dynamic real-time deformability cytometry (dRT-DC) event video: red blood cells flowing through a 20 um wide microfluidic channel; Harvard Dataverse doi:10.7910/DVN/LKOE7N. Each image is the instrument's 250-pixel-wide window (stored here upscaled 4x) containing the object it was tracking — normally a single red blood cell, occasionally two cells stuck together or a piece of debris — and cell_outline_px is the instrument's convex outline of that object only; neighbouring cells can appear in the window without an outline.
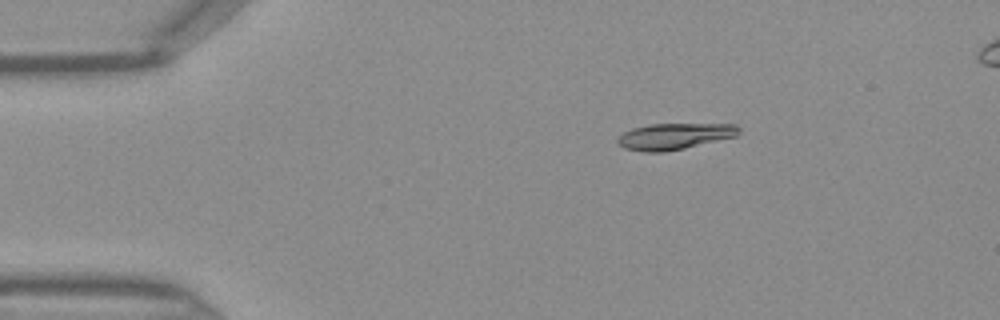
{"species": "Egyptian fruit bat (a non-hibernating species)", "species_latin": "Rousettus aegyptiacus", "temperature_condition": "warm", "stored_images_in_passage": 40, "camera_frame_rate_fps": 3000, "um_per_image_px": 0.085, "frame": {"image": 1, "passage_image": 1, "time_ms": 0.0, "image_size_px": [1000, 320], "cell_outline_px": [[740, 132], [736, 136], [684, 148], [664, 152], [644, 152], [624, 148], [616, 144], [616, 140], [624, 132], [632, 128], [652, 124], [736, 124], [740, 128]], "centroid_in_image_um": [57.3, 11.58], "position_along_channel_um": 27.7, "area_um2": 18.5}}
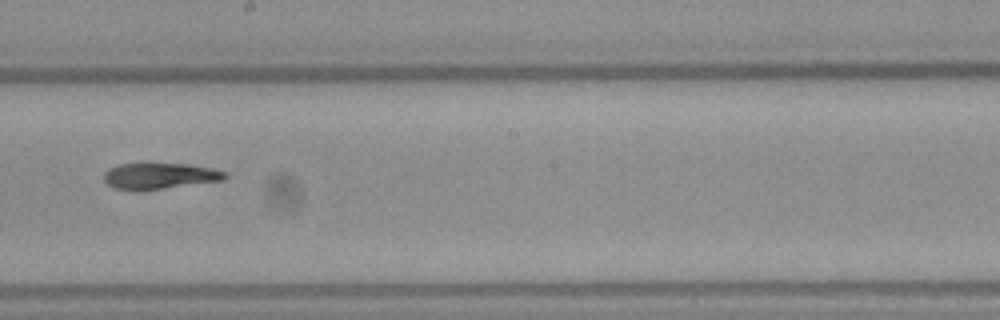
{"frame": {"image": 2, "passage_image": 19, "time_ms": 6.0, "image_size_px": [1000, 320], "cell_outline_px": [[228, 176], [224, 180], [164, 188], [112, 188], [104, 180], [104, 172], [108, 168], [120, 164], [188, 164], [212, 168], [224, 172]], "centroid_in_image_um": [13.59, 14.93], "position_along_channel_um": 234.6, "area_um2": 17.74}}
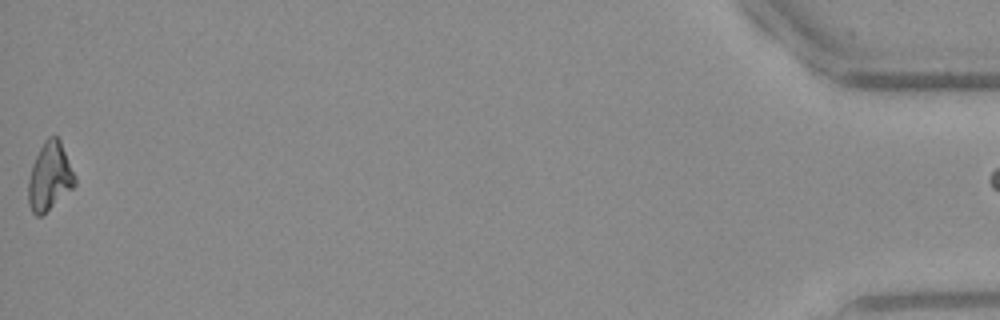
{"frame": {"image": 3, "passage_image": 39, "time_ms": 12.667, "image_size_px": [1000, 320], "cell_outline_px": [[76, 184], [72, 188], [40, 216], [36, 216], [32, 212], [28, 204], [28, 180], [32, 164], [44, 140], [48, 136], [56, 136], [60, 140], [76, 176]], "centroid_in_image_um": [4.21, 14.99], "position_along_channel_um": 431.0, "area_um2": 18.26}}